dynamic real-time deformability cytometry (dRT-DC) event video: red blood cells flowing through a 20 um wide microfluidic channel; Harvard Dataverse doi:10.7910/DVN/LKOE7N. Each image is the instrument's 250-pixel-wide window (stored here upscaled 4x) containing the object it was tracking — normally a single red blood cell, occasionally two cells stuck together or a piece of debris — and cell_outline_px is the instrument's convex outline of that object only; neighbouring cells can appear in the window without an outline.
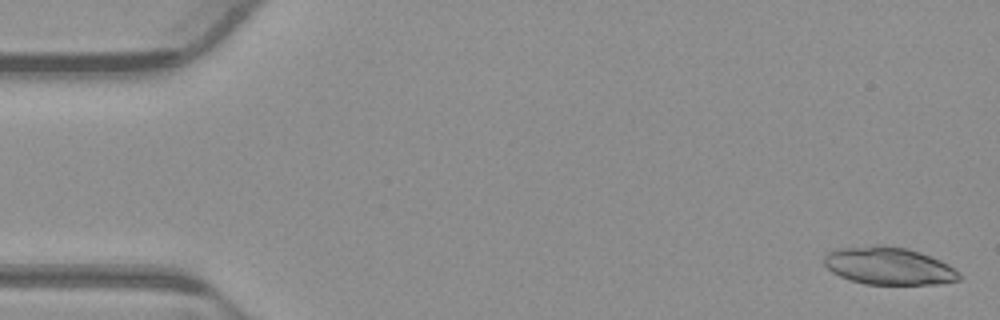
{"species": "common noctule bat (a hibernating species)", "species_latin": "Nyctalus noctula", "temperature_condition": "warm", "stored_images_in_passage": 21, "camera_frame_rate_fps": 3000, "um_per_image_px": 0.085, "animal": {"sex": "male", "body_mass_g": 23.1, "forearm_length_mm": 52.7}, "frame": {"image": 1, "passage_image": 2, "time_ms": 0.333, "image_size_px": [1000, 320], "cell_outline_px": [[964, 276], [960, 280], [940, 284], [864, 284], [840, 276], [832, 272], [824, 264], [824, 256], [828, 252], [840, 248], [876, 244], [880, 244], [904, 248], [920, 252], [940, 260], [948, 264], [960, 272]], "centroid_in_image_um": [75.58, 22.6], "position_along_channel_um": 9.4, "area_um2": 29.71}}